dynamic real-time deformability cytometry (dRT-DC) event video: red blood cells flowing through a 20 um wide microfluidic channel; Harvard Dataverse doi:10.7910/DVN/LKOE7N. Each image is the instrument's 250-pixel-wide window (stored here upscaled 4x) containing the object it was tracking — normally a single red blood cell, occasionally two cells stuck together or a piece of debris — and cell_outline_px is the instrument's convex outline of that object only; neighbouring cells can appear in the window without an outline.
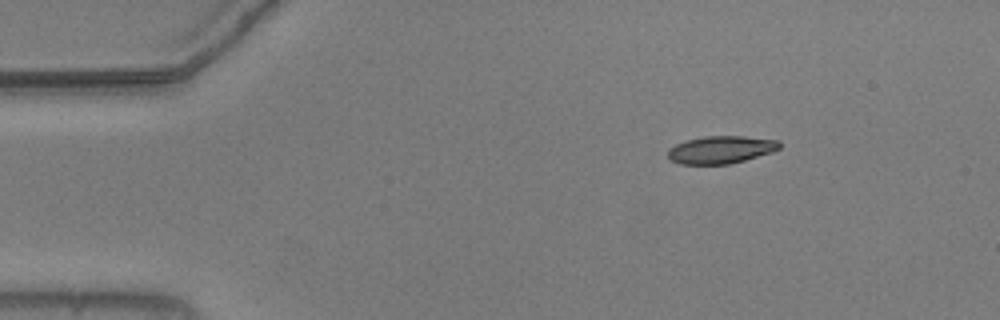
{"species": "common noctule bat (a hibernating species)", "species_latin": "Nyctalus noctula", "temperature_condition": "warm", "stored_images_in_passage": 48, "camera_frame_rate_fps": 3000, "um_per_image_px": 0.085, "animal": {"sex": "male", "body_mass_g": 20.5, "forearm_length_mm": 52.5}, "frame": {"image": 1, "passage_image": 1, "time_ms": 0.0, "image_size_px": [1000, 320], "cell_outline_px": [[780, 148], [772, 152], [744, 160], [728, 164], [680, 164], [672, 160], [668, 156], [668, 148], [676, 144], [688, 140], [704, 136], [744, 136], [780, 140]], "centroid_in_image_um": [61.29, 12.72], "position_along_channel_um": 23.7, "area_um2": 17.86}}
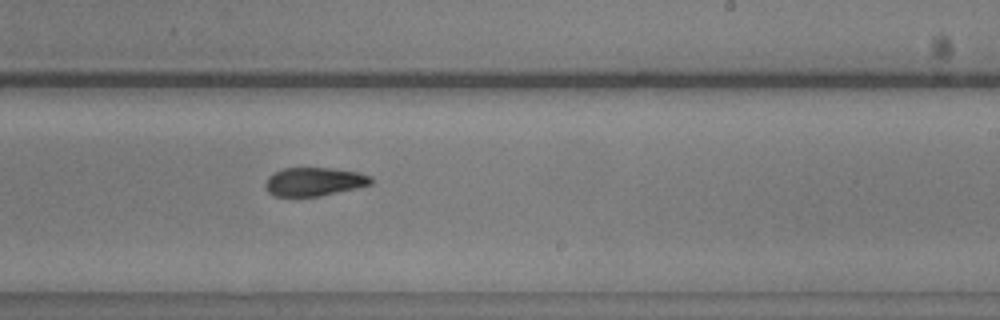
{"frame": {"image": 2, "passage_image": 26, "time_ms": 8.333, "image_size_px": [1000, 320], "cell_outline_px": [[372, 184], [356, 188], [320, 196], [276, 196], [268, 192], [264, 184], [268, 176], [272, 172], [284, 168], [332, 168], [356, 172], [372, 176]], "centroid_in_image_um": [26.68, 15.44], "position_along_channel_um": 262.3, "area_um2": 17.57}}
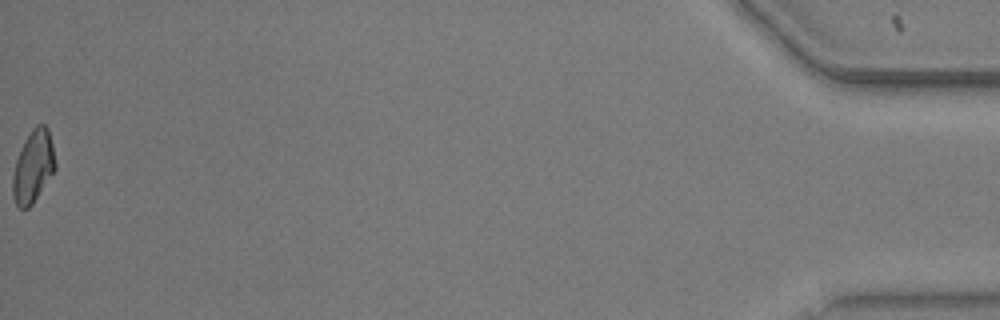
{"frame": {"image": 3, "passage_image": 48, "time_ms": 15.667, "image_size_px": [1000, 320], "cell_outline_px": [[56, 168], [32, 204], [28, 208], [20, 208], [16, 204], [12, 196], [12, 176], [16, 160], [24, 140], [32, 128], [36, 124], [44, 124], [48, 128], [52, 144], [56, 164]], "centroid_in_image_um": [2.81, 14.14], "position_along_channel_um": 432.4, "area_um2": 17.86}, "authors_computed_cell_mechanics": {"area_um2": 18.4093, "velocity_mm_per_s": 3.7033, "shape_relaxation_time_tau1_ms": null, "shape_relaxation_time_tau2_ms": 5.8118, "deformation_change_tau1": null, "deformation_change_tau2": 0.1303}}